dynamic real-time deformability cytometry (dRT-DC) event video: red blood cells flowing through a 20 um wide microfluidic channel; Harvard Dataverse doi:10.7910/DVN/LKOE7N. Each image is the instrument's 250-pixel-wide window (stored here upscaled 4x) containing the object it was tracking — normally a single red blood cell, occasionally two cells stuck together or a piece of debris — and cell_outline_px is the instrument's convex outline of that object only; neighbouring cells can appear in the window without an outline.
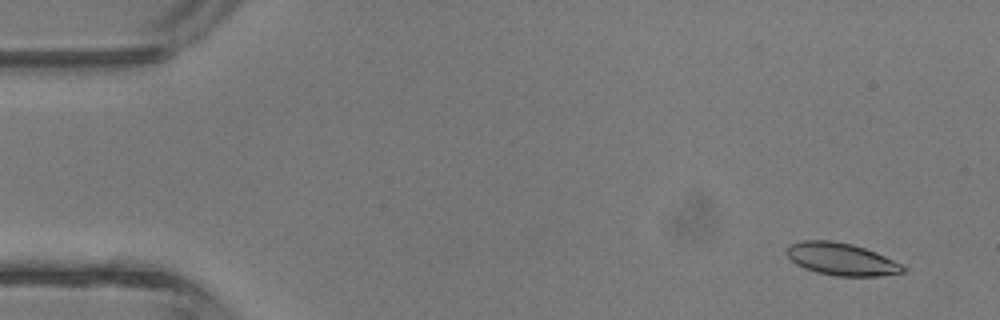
{"species": "common noctule bat (a hibernating species)", "species_latin": "Nyctalus noctula", "temperature_condition": "room temperature", "stored_images_in_passage": 4, "camera_frame_rate_fps": 3000, "um_per_image_px": 0.085, "animal": {"sex": "male", "body_mass_g": 13.3}, "frame": {"image": 1, "passage_image": 1, "time_ms": 0.0, "image_size_px": [1000, 320], "cell_outline_px": [[908, 268], [904, 272], [880, 276], [836, 276], [816, 272], [804, 268], [796, 264], [788, 256], [788, 248], [792, 244], [800, 240], [832, 240], [852, 244], [876, 252], [904, 264]], "centroid_in_image_um": [71.58, 22.03], "position_along_channel_um": 13.4, "area_um2": 22.02}}
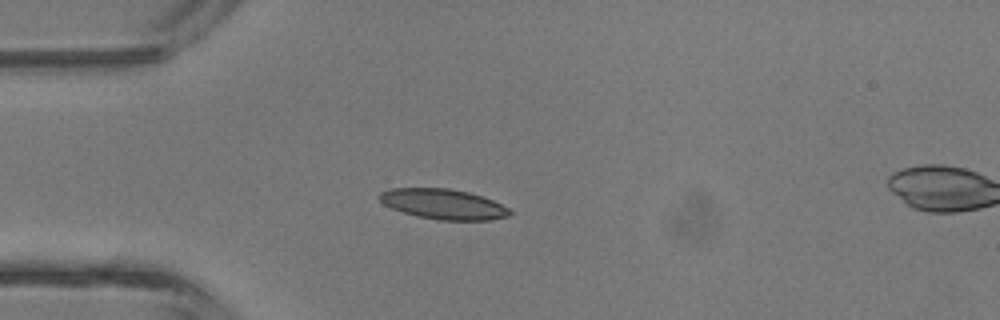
{"frame": {"image": 2, "passage_image": 3, "time_ms": 3.0, "image_size_px": [1000, 320], "cell_outline_px": [[512, 212], [508, 216], [492, 220], [440, 220], [416, 216], [392, 208], [384, 204], [376, 196], [380, 192], [392, 188], [448, 188], [468, 192], [492, 200], [508, 208]], "centroid_in_image_um": [37.66, 17.35], "position_along_channel_um": 47.3, "area_um2": 22.83}}